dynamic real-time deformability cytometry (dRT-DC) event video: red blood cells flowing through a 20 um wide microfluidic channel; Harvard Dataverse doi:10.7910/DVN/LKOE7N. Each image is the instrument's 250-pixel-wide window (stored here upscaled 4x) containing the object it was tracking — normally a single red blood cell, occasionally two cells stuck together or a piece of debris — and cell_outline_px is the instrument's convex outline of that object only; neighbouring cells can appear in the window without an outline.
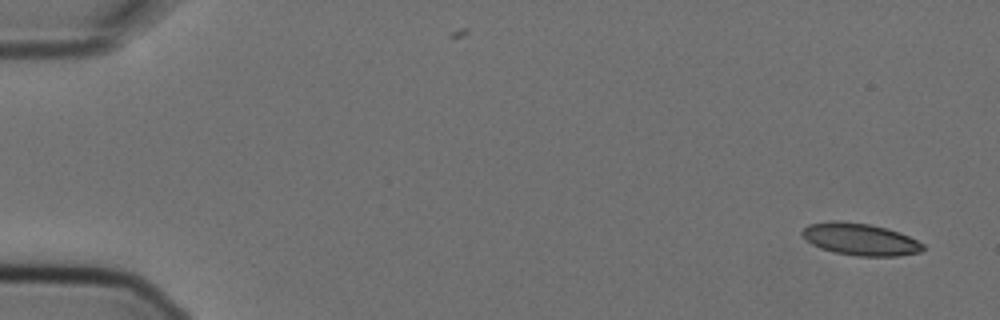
{"species": "Egyptian fruit bat (a non-hibernating species)", "species_latin": "Rousettus aegyptiacus", "temperature_condition": "cold", "stored_images_in_passage": 5, "camera_frame_rate_fps": 3000, "um_per_image_px": 0.085, "animal": {"sex": "female"}, "frame": {"image": 1, "passage_image": 1, "time_ms": 0.0, "image_size_px": [1000, 320], "cell_outline_px": [[924, 248], [920, 252], [900, 256], [856, 256], [836, 252], [820, 248], [812, 244], [800, 232], [808, 224], [828, 220], [840, 220], [868, 224], [888, 228], [900, 232], [924, 244]], "centroid_in_image_um": [73.12, 20.33], "position_along_channel_um": 11.9, "area_um2": 22.66}}
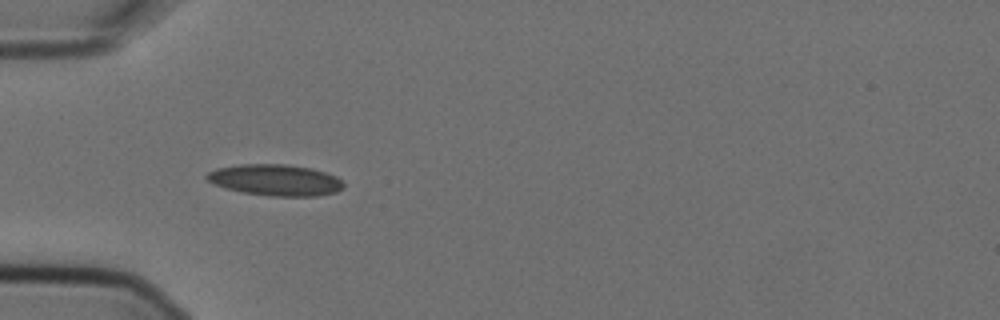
{"frame": {"image": 2, "passage_image": 4, "time_ms": 1.0, "image_size_px": [1000, 320], "cell_outline_px": [[344, 188], [336, 192], [316, 196], [272, 196], [244, 192], [224, 188], [208, 180], [204, 176], [208, 172], [216, 168], [240, 164], [284, 164], [312, 168], [336, 176], [344, 184]], "centroid_in_image_um": [23.41, 15.3], "position_along_channel_um": 61.6, "area_um2": 24.85}}
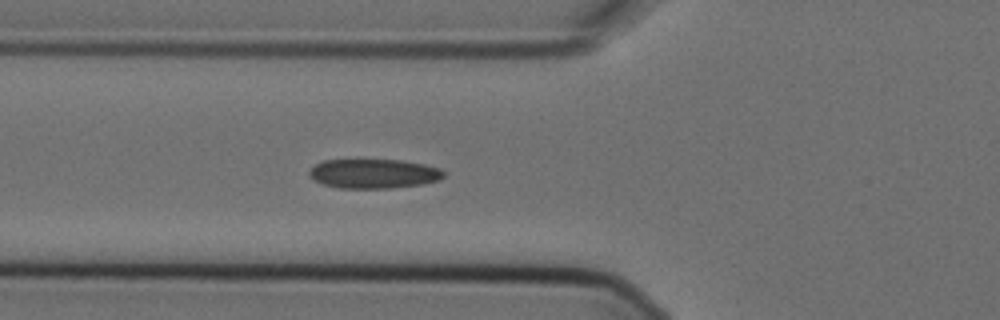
{"frame": {"image": 3, "passage_image": 5, "time_ms": 1.333, "image_size_px": [1000, 320], "cell_outline_px": [[444, 176], [440, 180], [424, 184], [388, 188], [340, 188], [324, 184], [312, 180], [308, 176], [308, 172], [316, 164], [324, 160], [400, 160], [424, 164], [440, 168], [444, 172]], "centroid_in_image_um": [31.77, 14.76], "position_along_channel_um": 94.0, "area_um2": 23.06}}